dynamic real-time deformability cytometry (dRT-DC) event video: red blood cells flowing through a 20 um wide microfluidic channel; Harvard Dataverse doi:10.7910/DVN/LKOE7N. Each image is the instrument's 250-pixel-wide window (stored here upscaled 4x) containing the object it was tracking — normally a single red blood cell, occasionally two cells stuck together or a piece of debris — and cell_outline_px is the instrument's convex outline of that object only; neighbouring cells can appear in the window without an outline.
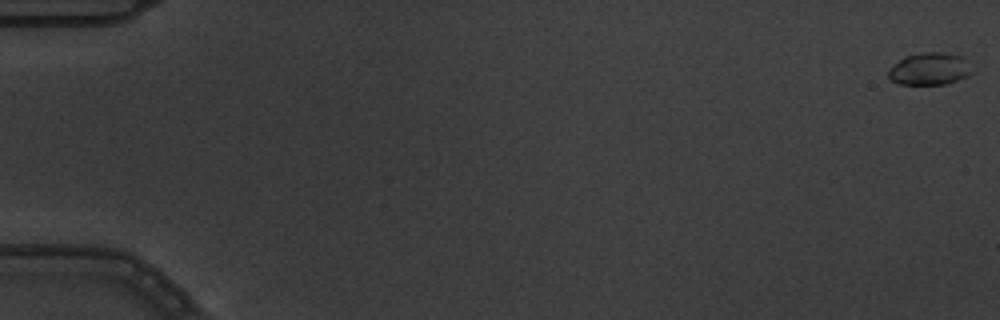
{"species": "common noctule bat (a hibernating species)", "species_latin": "Nyctalus noctula", "temperature_condition": "warm", "stored_images_in_passage": 5, "camera_frame_rate_fps": 3000, "um_per_image_px": 0.085, "animal": {"sex": "male", "body_mass_g": 19.5, "forearm_length_mm": 54.6}, "frame": {"image": 1, "passage_image": 1, "time_ms": 0.0, "image_size_px": [1000, 320], "cell_outline_px": [[976, 72], [968, 76], [948, 84], [900, 84], [892, 80], [888, 76], [888, 72], [904, 56], [920, 52], [940, 52], [964, 56]], "centroid_in_image_um": [79.11, 5.85], "position_along_channel_um": 5.9, "area_um2": 15.9}}